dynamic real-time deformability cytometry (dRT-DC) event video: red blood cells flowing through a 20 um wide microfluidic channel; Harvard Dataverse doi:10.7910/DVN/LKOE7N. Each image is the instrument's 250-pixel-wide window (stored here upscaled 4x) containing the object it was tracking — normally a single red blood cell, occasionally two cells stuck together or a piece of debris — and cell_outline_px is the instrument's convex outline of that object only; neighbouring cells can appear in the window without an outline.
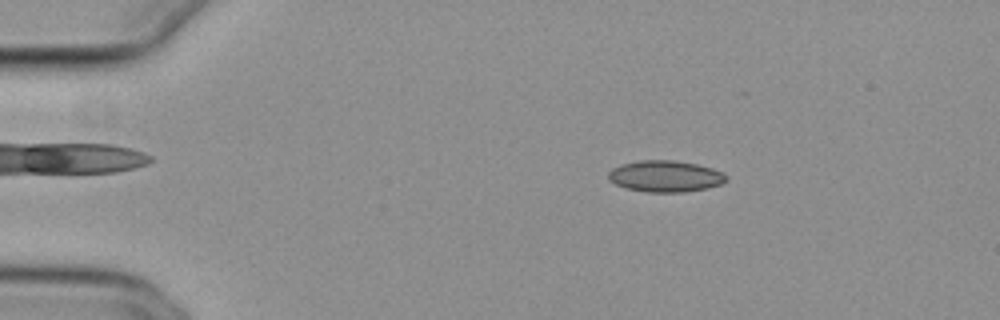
{"species": "common noctule bat (a hibernating species)", "species_latin": "Nyctalus noctula", "temperature_condition": "cold", "stored_images_in_passage": 46, "camera_frame_rate_fps": 3000, "um_per_image_px": 0.085, "animal": {"sex": "female", "body_mass_g": 29.2, "forearm_length_mm": 56.3}, "frame": {"image": 1, "passage_image": 1, "time_ms": 0.0, "image_size_px": [1000, 320], "cell_outline_px": [[728, 180], [720, 184], [708, 188], [684, 192], [648, 192], [628, 188], [616, 184], [608, 180], [608, 172], [612, 168], [620, 164], [636, 160], [676, 160], [696, 164], [712, 168], [724, 172], [728, 176]], "centroid_in_image_um": [56.56, 14.97], "position_along_channel_um": 28.4, "area_um2": 21.79}}
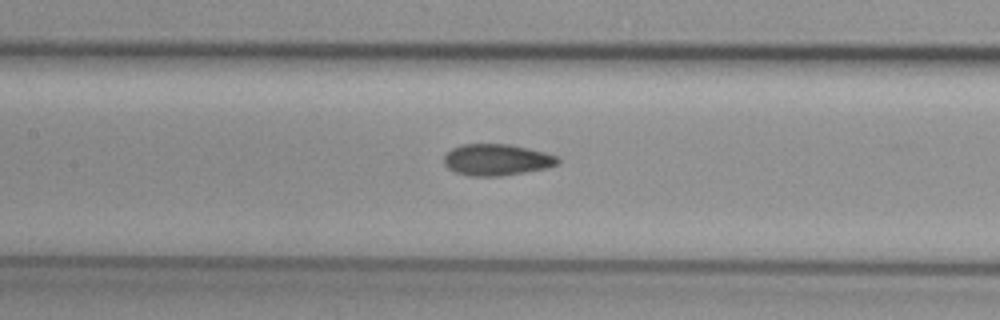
{"frame": {"image": 2, "passage_image": 17, "time_ms": 5.333, "image_size_px": [1000, 320], "cell_outline_px": [[560, 160], [556, 164], [548, 168], [500, 176], [468, 176], [456, 172], [448, 168], [444, 164], [444, 156], [452, 148], [460, 144], [508, 144], [528, 148], [560, 156]], "centroid_in_image_um": [42.22, 13.58], "position_along_channel_um": 165.2, "area_um2": 20.92}}
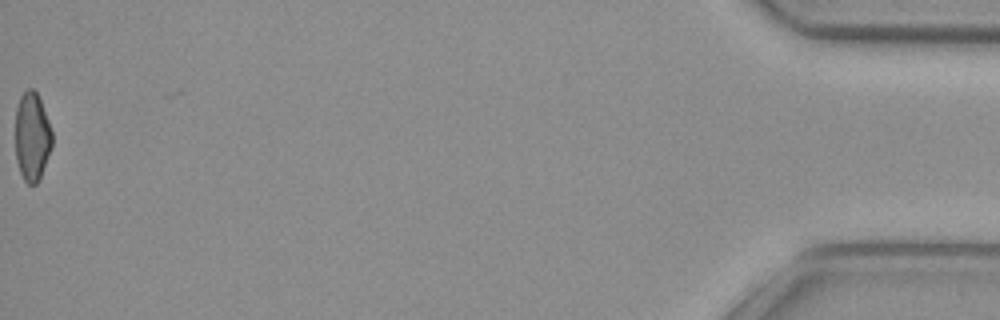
{"frame": {"image": 3, "passage_image": 46, "time_ms": 15.0, "image_size_px": [1000, 320], "cell_outline_px": [[52, 144], [40, 176], [36, 184], [28, 184], [24, 180], [20, 172], [16, 160], [16, 108], [20, 96], [28, 88], [32, 88], [36, 92], [40, 100], [48, 120], [52, 132]], "centroid_in_image_um": [2.71, 11.6], "position_along_channel_um": 432.5, "area_um2": 18.67}, "authors_computed_cell_mechanics": {"area_um2": 20.6635, "velocity_mm_per_s": 3.8143, "shape_relaxation_time_tau1_ms": null, "shape_relaxation_time_tau2_ms": 2.3425, "deformation_change_tau1": null, "deformation_change_tau2": 0.0858}}